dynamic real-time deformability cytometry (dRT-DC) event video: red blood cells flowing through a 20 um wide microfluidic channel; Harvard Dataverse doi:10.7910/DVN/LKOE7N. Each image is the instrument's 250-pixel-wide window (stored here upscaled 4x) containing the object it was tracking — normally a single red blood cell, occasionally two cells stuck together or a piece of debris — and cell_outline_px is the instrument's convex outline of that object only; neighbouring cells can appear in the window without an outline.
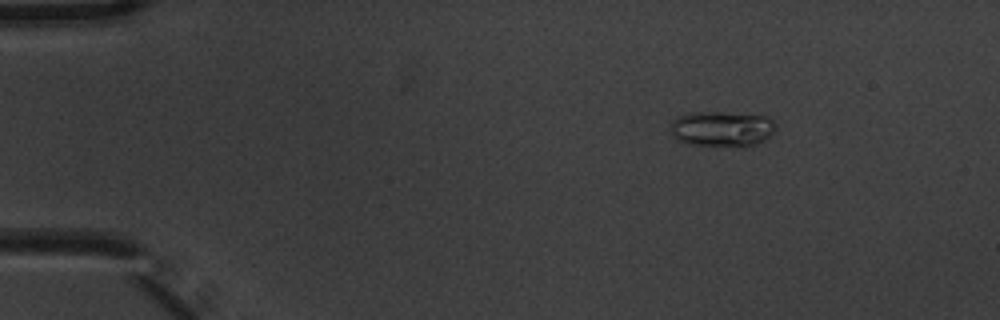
{"species": "common noctule bat (a hibernating species)", "species_latin": "Nyctalus noctula", "temperature_condition": "warm", "stored_images_in_passage": 4, "camera_frame_rate_fps": 3000, "um_per_image_px": 0.085, "animal": {"sex": "male", "body_mass_g": 20.1, "forearm_length_mm": 53.5}, "frame": {"image": 1, "passage_image": 2, "time_ms": 0.333, "image_size_px": [1000, 320], "cell_outline_px": [[776, 132], [764, 140], [744, 148], [740, 148], [688, 144], [676, 140], [668, 128], [672, 120], [676, 116], [692, 112], [720, 112], [768, 116], [776, 124]], "centroid_in_image_um": [61.35, 10.97], "position_along_channel_um": 23.6, "area_um2": 22.48}}